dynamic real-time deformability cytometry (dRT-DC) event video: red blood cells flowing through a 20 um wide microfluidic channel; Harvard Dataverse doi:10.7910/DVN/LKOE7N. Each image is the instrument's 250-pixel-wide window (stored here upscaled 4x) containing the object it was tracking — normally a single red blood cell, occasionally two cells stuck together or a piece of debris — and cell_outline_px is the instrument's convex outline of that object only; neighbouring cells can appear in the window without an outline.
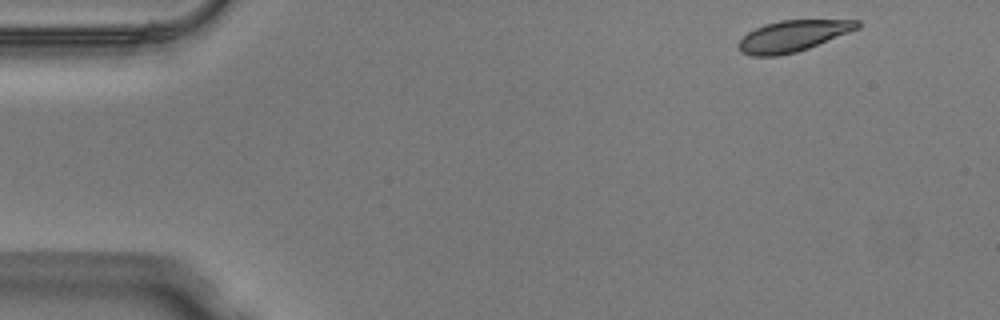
{"species": "Egyptian fruit bat (a non-hibernating species)", "species_latin": "Rousettus aegyptiacus", "temperature_condition": "warm", "stored_images_in_passage": 46, "camera_frame_rate_fps": 3000, "um_per_image_px": 0.085, "animal": {"sex": "male"}, "frame": {"image": 1, "passage_image": 1, "time_ms": 0.0, "image_size_px": [1000, 320], "cell_outline_px": [[860, 28], [808, 48], [796, 52], [776, 56], [752, 56], [740, 52], [736, 44], [748, 32], [764, 24], [780, 20], [860, 20]], "centroid_in_image_um": [67.37, 3.06], "position_along_channel_um": 17.6, "area_um2": 21.56}}
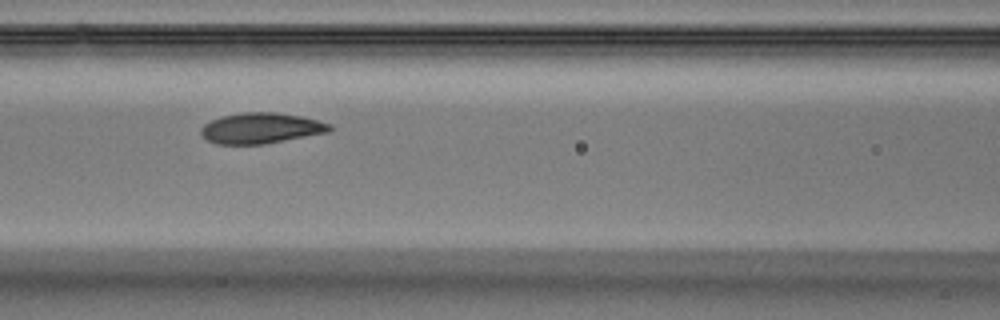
{"frame": {"image": 2, "passage_image": 18, "time_ms": 5.667, "image_size_px": [1000, 320], "cell_outline_px": [[332, 128], [328, 132], [264, 144], [216, 144], [208, 140], [200, 132], [200, 128], [204, 124], [220, 116], [244, 112], [276, 112], [300, 116], [332, 124]], "centroid_in_image_um": [22.17, 10.89], "position_along_channel_um": 144.4, "area_um2": 22.89}}
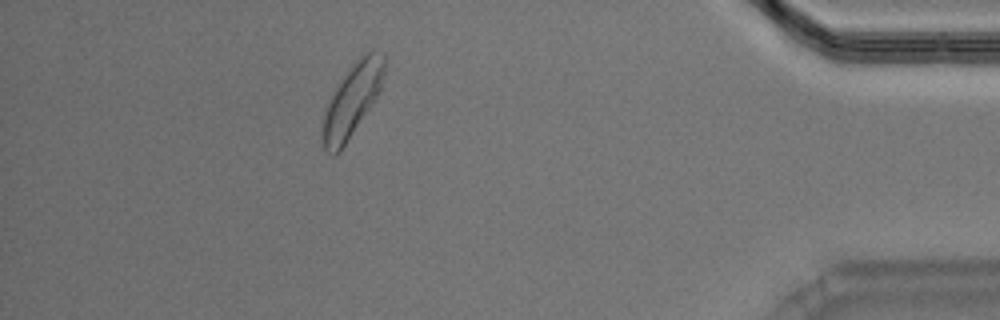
{"frame": {"image": 3, "passage_image": 41, "time_ms": 13.333, "image_size_px": [1000, 320], "cell_outline_px": [[384, 76], [380, 88], [376, 96], [340, 152], [332, 156], [324, 148], [320, 136], [324, 112], [328, 100], [336, 84], [348, 68], [360, 56], [372, 48], [384, 52]], "centroid_in_image_um": [29.89, 8.48], "position_along_channel_um": 405.3, "area_um2": 26.3}, "authors_computed_cell_mechanics": {"area_um2": 23.0911, "velocity_mm_per_s": 4.0161, "shape_relaxation_time_tau1_ms": 1.7224, "shape_relaxation_time_tau2_ms": 1.5151, "deformation_change_tau1": 0.1058, "deformation_change_tau2": 0.0503}}